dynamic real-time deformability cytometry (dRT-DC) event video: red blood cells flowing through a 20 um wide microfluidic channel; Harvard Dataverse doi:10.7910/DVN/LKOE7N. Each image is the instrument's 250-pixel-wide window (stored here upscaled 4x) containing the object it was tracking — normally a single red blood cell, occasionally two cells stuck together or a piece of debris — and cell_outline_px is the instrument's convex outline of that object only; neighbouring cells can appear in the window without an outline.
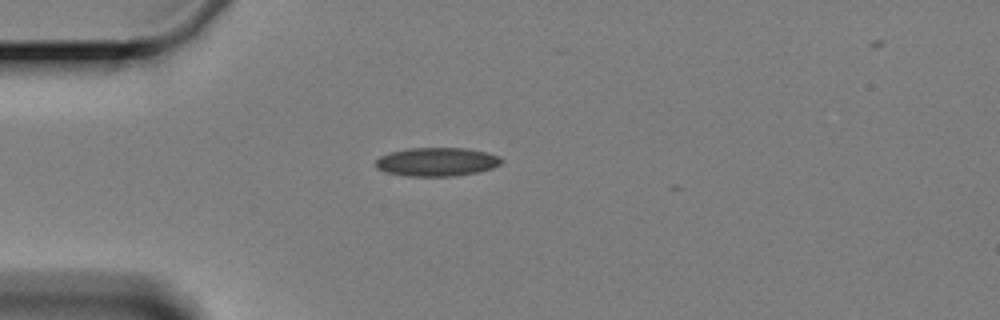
{"species": "Egyptian fruit bat (a non-hibernating species)", "species_latin": "Rousettus aegyptiacus", "temperature_condition": "cold", "stored_images_in_passage": 12, "camera_frame_rate_fps": 3000, "um_per_image_px": 0.085, "animal": {"sex": "female"}, "frame": {"image": 1, "passage_image": 1, "time_ms": 0.0, "image_size_px": [1000, 320], "cell_outline_px": [[504, 160], [500, 164], [492, 168], [476, 172], [452, 176], [404, 176], [384, 172], [376, 168], [376, 160], [380, 156], [392, 152], [408, 148], [464, 148], [484, 152], [500, 156]], "centroid_in_image_um": [37.11, 13.76], "position_along_channel_um": 47.9, "area_um2": 20.92}}
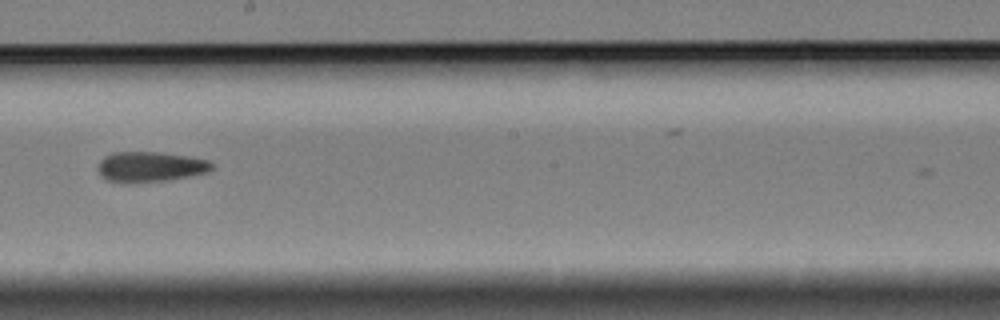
{"frame": {"image": 2, "passage_image": 6, "time_ms": 6.0, "image_size_px": [1000, 320], "cell_outline_px": [[212, 168], [208, 172], [188, 176], [164, 180], [108, 180], [100, 172], [100, 160], [104, 156], [112, 152], [156, 152], [188, 156], [208, 160], [212, 164]], "centroid_in_image_um": [12.83, 14.12], "position_along_channel_um": 235.4, "area_um2": 19.02}}
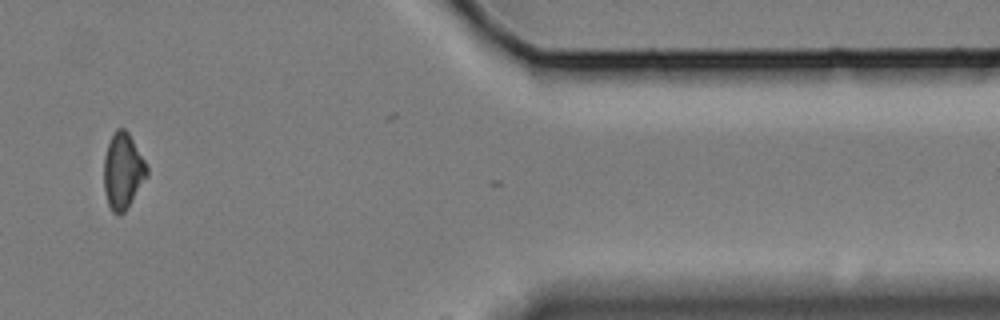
{"frame": {"image": 3, "passage_image": 10, "time_ms": 12.0, "image_size_px": [1000, 320], "cell_outline_px": [[148, 176], [124, 212], [112, 212], [108, 204], [104, 188], [104, 156], [108, 144], [116, 128], [124, 128], [128, 132], [144, 160], [148, 168]], "centroid_in_image_um": [10.44, 14.52], "position_along_channel_um": 401.0, "area_um2": 18.73}}